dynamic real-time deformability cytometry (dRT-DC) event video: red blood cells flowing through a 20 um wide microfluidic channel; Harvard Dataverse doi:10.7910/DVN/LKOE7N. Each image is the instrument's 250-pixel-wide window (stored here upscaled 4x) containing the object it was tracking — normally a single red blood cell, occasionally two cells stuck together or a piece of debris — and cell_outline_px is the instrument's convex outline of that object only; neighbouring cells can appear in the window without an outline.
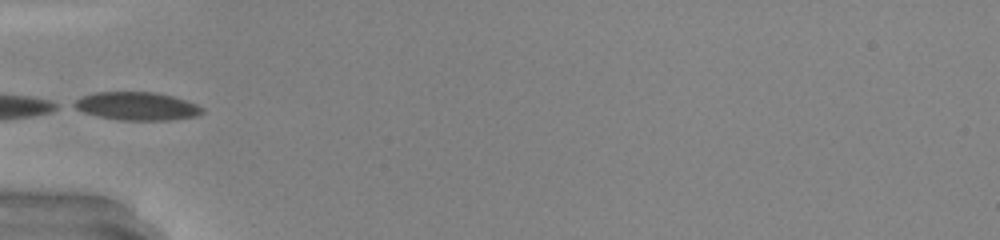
{"species": "common noctule bat (a hibernating species)", "species_latin": "Nyctalus noctula", "temperature_condition": "warm", "stored_images_in_passage": 4, "camera_frame_rate_fps": 3000, "um_per_image_px": 0.085, "animal": {"sex": "male", "body_mass_g": 20.0, "forearm_length_mm": 53.3}, "frame": {"image": 1, "passage_image": 1, "time_ms": 0.0, "image_size_px": [1000, 240], "cell_outline_px": [[204, 112], [196, 116], [168, 120], [120, 120], [100, 116], [84, 112], [68, 104], [92, 92], [156, 92], [172, 96], [196, 104], [204, 108]], "centroid_in_image_um": [11.62, 9.02], "position_along_channel_um": 73.4, "area_um2": 20.92}}